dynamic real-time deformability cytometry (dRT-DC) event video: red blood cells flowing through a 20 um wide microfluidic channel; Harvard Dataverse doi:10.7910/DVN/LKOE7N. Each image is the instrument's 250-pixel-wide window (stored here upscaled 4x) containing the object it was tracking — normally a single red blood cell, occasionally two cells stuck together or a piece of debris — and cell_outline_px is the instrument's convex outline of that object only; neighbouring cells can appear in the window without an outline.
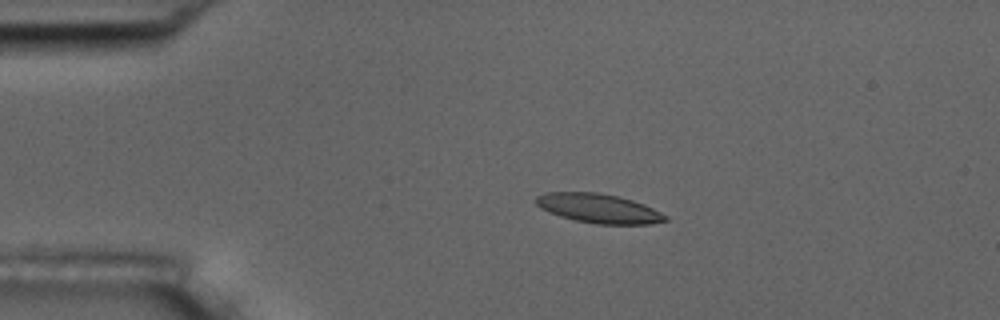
{"species": "common noctule bat (a hibernating species)", "species_latin": "Nyctalus noctula", "temperature_condition": "room temperature", "stored_images_in_passage": 5, "camera_frame_rate_fps": 3000, "um_per_image_px": 0.085, "animal": {"sex": "male", "body_mass_g": 17.5, "forearm_length_mm": 52.3}, "frame": {"image": 1, "passage_image": 3, "time_ms": 3.0, "image_size_px": [1000, 320], "cell_outline_px": [[668, 220], [652, 224], [596, 224], [576, 220], [560, 216], [548, 212], [540, 208], [536, 204], [536, 196], [544, 192], [600, 192], [632, 200], [644, 204], [668, 216]], "centroid_in_image_um": [50.87, 17.71], "position_along_channel_um": 34.1, "area_um2": 22.08}}
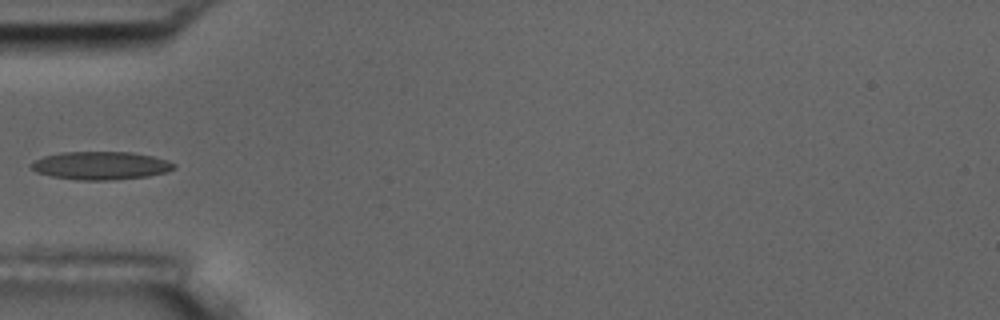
{"frame": {"image": 2, "passage_image": 5, "time_ms": 5.333, "image_size_px": [1000, 320], "cell_outline_px": [[176, 168], [168, 172], [148, 176], [112, 180], [76, 180], [52, 176], [36, 172], [28, 164], [44, 156], [60, 152], [132, 152], [152, 156], [168, 160], [176, 164]], "centroid_in_image_um": [8.59, 14.07], "position_along_channel_um": 76.4, "area_um2": 23.52}}